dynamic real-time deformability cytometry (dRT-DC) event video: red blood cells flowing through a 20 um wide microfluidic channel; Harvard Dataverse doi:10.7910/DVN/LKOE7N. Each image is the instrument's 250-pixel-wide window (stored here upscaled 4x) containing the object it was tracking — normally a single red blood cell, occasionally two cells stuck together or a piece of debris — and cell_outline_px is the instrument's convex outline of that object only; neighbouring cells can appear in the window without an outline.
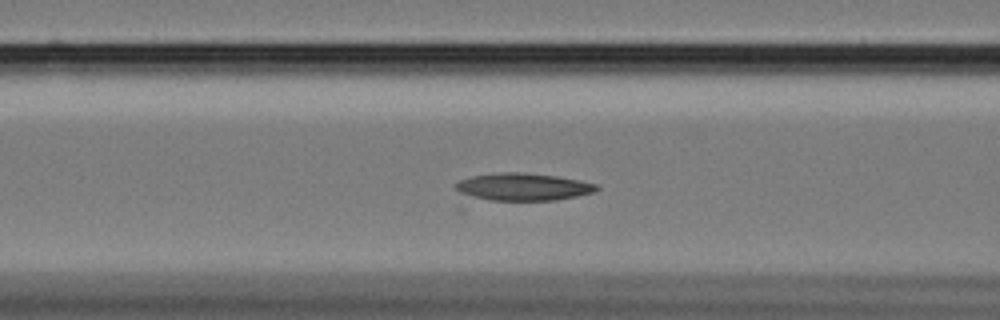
{"species": "Egyptian fruit bat (a non-hibernating species)", "species_latin": "Rousettus aegyptiacus", "temperature_condition": "cold", "stored_images_in_passage": 37, "camera_frame_rate_fps": 3000, "um_per_image_px": 0.085, "animal": {"sex": "female"}, "frame": {"image": 1, "passage_image": 13, "time_ms": 4.0, "image_size_px": [1000, 320], "cell_outline_px": [[600, 188], [592, 192], [576, 196], [556, 200], [468, 200], [452, 188], [452, 184], [460, 180], [472, 176], [500, 172], [520, 172], [556, 176], [580, 180], [600, 184]], "centroid_in_image_um": [44.33, 15.9], "position_along_channel_um": 122.3, "area_um2": 23.18}}
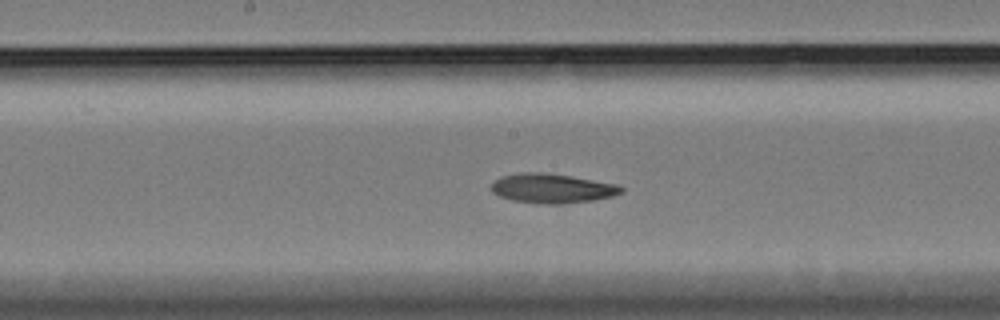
{"frame": {"image": 2, "passage_image": 20, "time_ms": 6.333, "image_size_px": [1000, 320], "cell_outline_px": [[624, 192], [612, 196], [592, 200], [564, 204], [536, 204], [512, 200], [500, 196], [492, 192], [492, 184], [496, 180], [504, 176], [520, 172], [540, 172], [572, 176], [620, 184], [624, 188]], "centroid_in_image_um": [46.98, 16.01], "position_along_channel_um": 201.2, "area_um2": 22.43}}
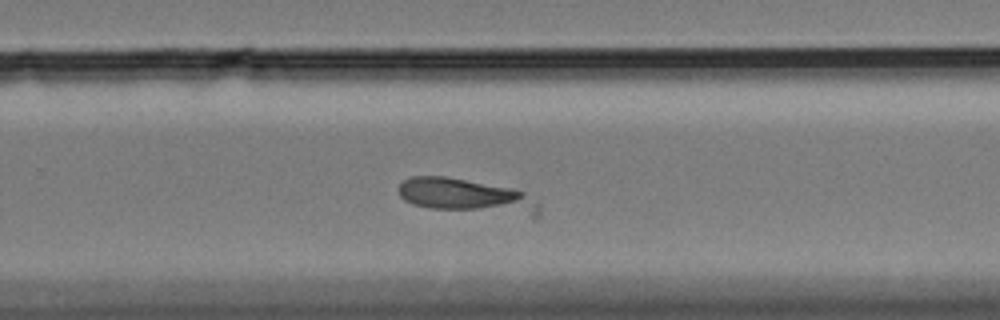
{"frame": {"image": 3, "passage_image": 28, "time_ms": 9.0, "image_size_px": [1000, 320], "cell_outline_px": [[540, 216], [532, 220], [428, 208], [412, 204], [404, 200], [400, 196], [396, 188], [404, 180], [412, 176], [444, 176], [508, 188], [524, 192], [540, 208]], "centroid_in_image_um": [39.73, 16.76], "position_along_channel_um": 290.1, "area_um2": 29.3}}